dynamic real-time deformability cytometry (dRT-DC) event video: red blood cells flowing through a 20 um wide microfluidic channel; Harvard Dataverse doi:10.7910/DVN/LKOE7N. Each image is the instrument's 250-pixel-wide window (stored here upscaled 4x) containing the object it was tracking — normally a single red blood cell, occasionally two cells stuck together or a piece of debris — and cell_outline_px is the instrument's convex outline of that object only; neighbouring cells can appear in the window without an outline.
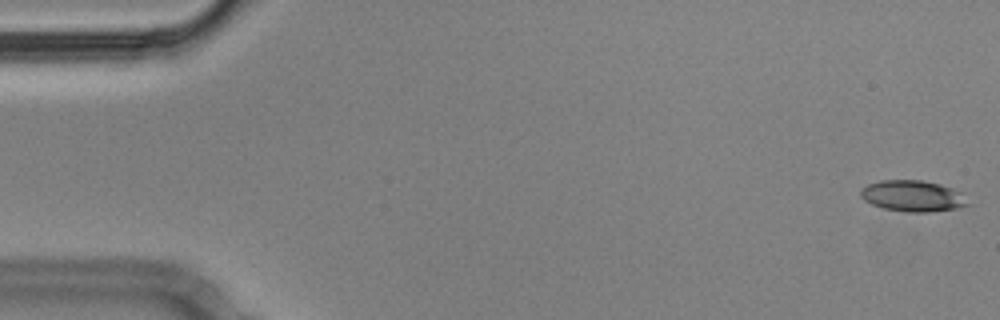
{"species": "Egyptian fruit bat (a non-hibernating species)", "species_latin": "Rousettus aegyptiacus", "temperature_condition": "cold", "stored_images_in_passage": 58, "camera_frame_rate_fps": 3000, "um_per_image_px": 0.085, "animal": {"sex": "male"}, "frame": {"image": 1, "passage_image": 2, "time_ms": 0.333, "image_size_px": [1000, 320], "cell_outline_px": [[956, 204], [948, 208], [888, 208], [876, 204], [868, 200], [864, 196], [868, 188], [872, 184], [896, 180], [912, 180], [936, 184], [944, 188]], "centroid_in_image_um": [77.27, 16.57], "position_along_channel_um": 7.7, "area_um2": 14.74}}
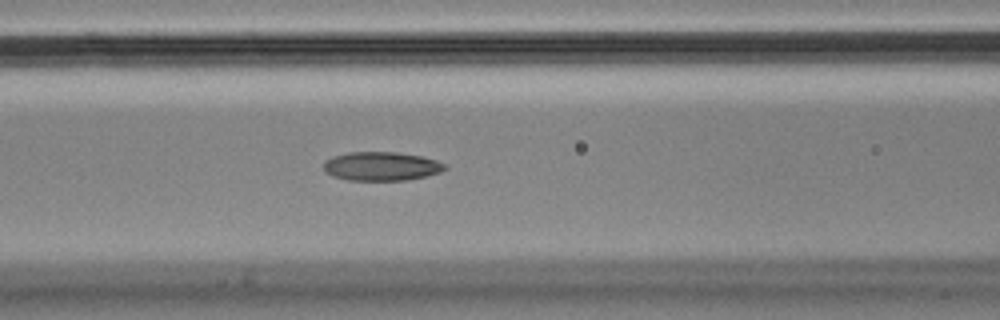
{"frame": {"image": 2, "passage_image": 24, "time_ms": 7.667, "image_size_px": [1000, 320], "cell_outline_px": [[444, 168], [436, 172], [420, 176], [396, 180], [356, 180], [340, 176], [328, 172], [324, 168], [324, 164], [328, 160], [340, 156], [360, 152], [384, 152], [416, 156], [432, 160], [440, 164]], "centroid_in_image_um": [32.37, 14.13], "position_along_channel_um": 134.2, "area_um2": 18.38}}
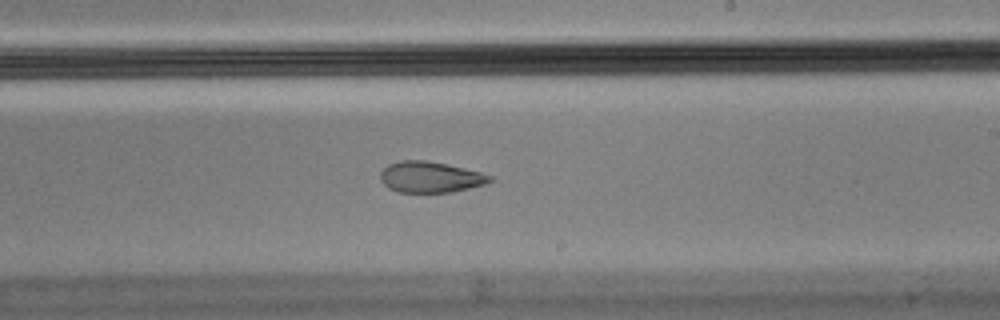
{"frame": {"image": 3, "passage_image": 34, "time_ms": 11.0, "image_size_px": [1000, 320], "cell_outline_px": [[488, 180], [480, 184], [464, 188], [444, 192], [404, 192], [392, 188], [384, 180], [384, 168], [392, 164], [444, 164], [476, 172], [488, 176]], "centroid_in_image_um": [36.6, 15.11], "position_along_channel_um": 252.4, "area_um2": 16.94}, "authors_computed_cell_mechanics": {"area_um2": 16.8198, "velocity_mm_per_s": 3.5607, "shape_relaxation_time_tau1_ms": null, "shape_relaxation_time_tau2_ms": 7.5759, "deformation_change_tau1": null, "deformation_change_tau2": 0.1563}}